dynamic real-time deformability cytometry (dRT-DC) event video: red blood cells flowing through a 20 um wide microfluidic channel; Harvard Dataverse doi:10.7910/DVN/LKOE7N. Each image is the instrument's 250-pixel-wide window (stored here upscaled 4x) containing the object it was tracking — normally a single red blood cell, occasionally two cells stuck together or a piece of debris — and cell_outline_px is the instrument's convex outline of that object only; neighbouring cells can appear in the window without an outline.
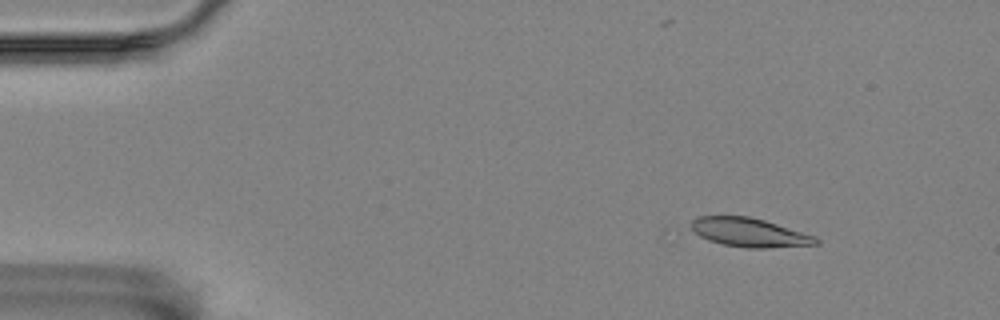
{"species": "Egyptian fruit bat (a non-hibernating species)", "species_latin": "Rousettus aegyptiacus", "temperature_condition": "room temperature", "stored_images_in_passage": 16, "camera_frame_rate_fps": 3000, "um_per_image_px": 0.085, "animal": {"sex": "female"}, "frame": {"image": 1, "passage_image": 7, "time_ms": 2.0, "image_size_px": [1000, 320], "cell_outline_px": [[820, 244], [768, 248], [748, 248], [724, 244], [708, 240], [700, 236], [692, 228], [692, 220], [700, 216], [748, 216], [764, 220], [816, 236], [820, 240]], "centroid_in_image_um": [63.75, 19.76], "position_along_channel_um": 21.2, "area_um2": 20.81}}
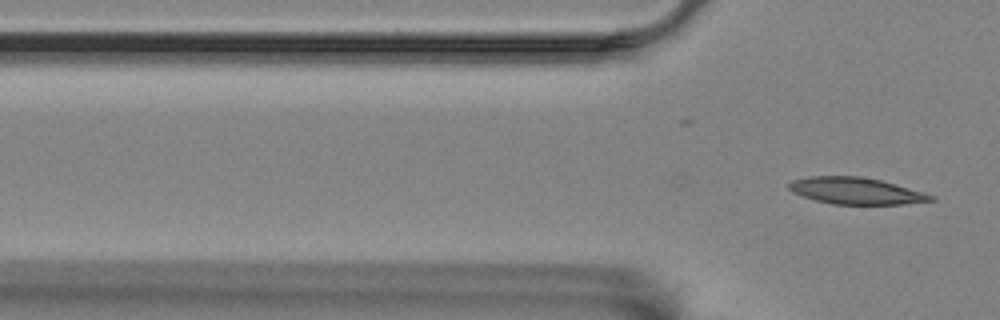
{"frame": {"image": 2, "passage_image": 16, "time_ms": 5.0, "image_size_px": [1000, 320], "cell_outline_px": [[936, 200], [904, 204], [832, 204], [816, 200], [792, 192], [788, 188], [788, 184], [792, 180], [808, 176], [860, 176], [880, 180], [896, 184], [936, 196]], "centroid_in_image_um": [72.76, 16.22], "position_along_channel_um": 53.0, "area_um2": 22.02}}